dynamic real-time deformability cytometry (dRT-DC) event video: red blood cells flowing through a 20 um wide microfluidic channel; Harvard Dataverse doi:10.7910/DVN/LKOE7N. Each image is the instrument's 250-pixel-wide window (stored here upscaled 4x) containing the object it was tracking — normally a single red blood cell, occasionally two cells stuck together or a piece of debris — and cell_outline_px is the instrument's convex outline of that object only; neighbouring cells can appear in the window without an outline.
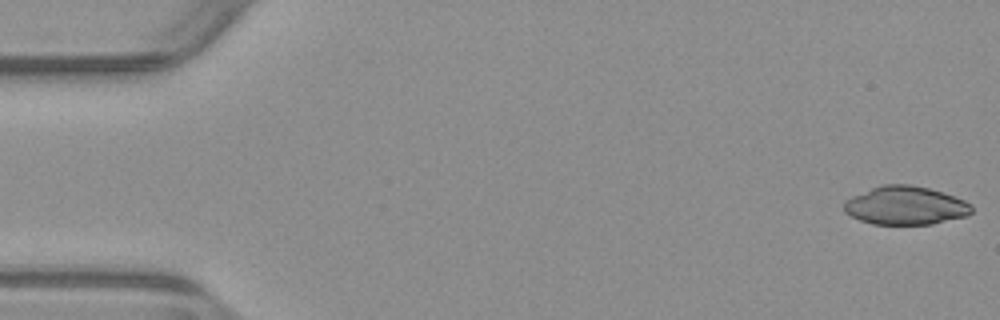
{"species": "common noctule bat (a hibernating species)", "species_latin": "Nyctalus noctula", "temperature_condition": "warm", "stored_images_in_passage": 52, "camera_frame_rate_fps": 3000, "um_per_image_px": 0.085, "animal": {"sex": "male", "body_mass_g": 23.1, "forearm_length_mm": 52.7}, "frame": {"image": 1, "passage_image": 1, "time_ms": 0.0, "image_size_px": [1000, 320], "cell_outline_px": [[972, 212], [968, 216], [932, 224], [872, 224], [860, 220], [844, 212], [844, 200], [852, 196], [872, 188], [884, 184], [912, 184], [928, 188], [964, 200], [972, 204]], "centroid_in_image_um": [76.97, 17.47], "position_along_channel_um": 8.0, "area_um2": 28.55}}